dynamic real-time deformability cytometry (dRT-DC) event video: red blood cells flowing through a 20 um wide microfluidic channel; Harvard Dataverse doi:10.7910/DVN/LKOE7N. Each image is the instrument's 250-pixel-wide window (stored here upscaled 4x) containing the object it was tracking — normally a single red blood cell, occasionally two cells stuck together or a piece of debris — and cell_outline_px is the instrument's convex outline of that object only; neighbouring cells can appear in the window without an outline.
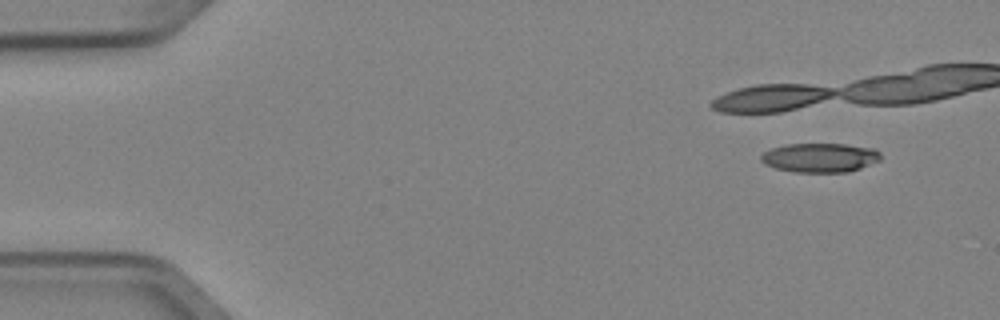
{"species": "Egyptian fruit bat (a non-hibernating species)", "species_latin": "Rousettus aegyptiacus", "temperature_condition": "cold", "stored_images_in_passage": 5, "camera_frame_rate_fps": 3000, "um_per_image_px": 0.085, "animal": {"sex": "female"}, "frame": {"image": 1, "passage_image": 1, "time_ms": 0.0, "image_size_px": [1000, 320], "cell_outline_px": [[880, 160], [860, 168], [848, 172], [796, 172], [776, 168], [764, 164], [760, 160], [760, 156], [764, 152], [772, 148], [788, 144], [844, 144], [872, 148], [880, 152]], "centroid_in_image_um": [69.68, 13.4], "position_along_channel_um": 15.3, "area_um2": 20.23}}